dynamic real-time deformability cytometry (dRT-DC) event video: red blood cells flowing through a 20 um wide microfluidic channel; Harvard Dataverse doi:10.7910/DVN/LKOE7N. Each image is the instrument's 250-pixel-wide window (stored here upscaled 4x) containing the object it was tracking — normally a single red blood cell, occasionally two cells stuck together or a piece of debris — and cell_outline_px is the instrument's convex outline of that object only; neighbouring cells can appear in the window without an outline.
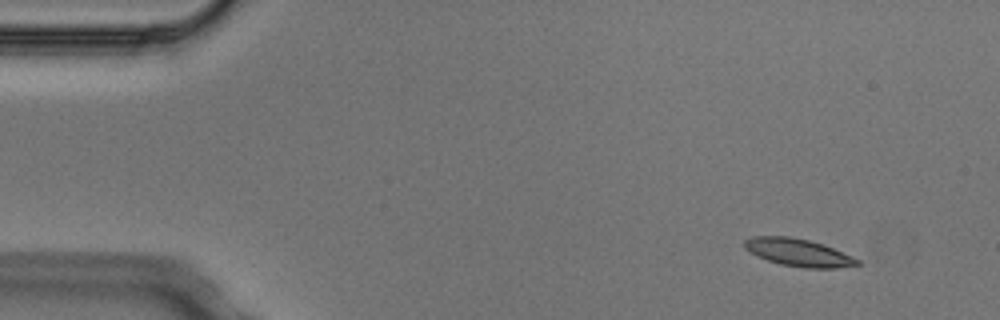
{"species": "Egyptian fruit bat (a non-hibernating species)", "species_latin": "Rousettus aegyptiacus", "temperature_condition": "cold", "stored_images_in_passage": 6, "camera_frame_rate_fps": 3000, "um_per_image_px": 0.085, "animal": {"sex": "male"}, "frame": {"image": 1, "passage_image": 1, "time_ms": 0.0, "image_size_px": [1000, 320], "cell_outline_px": [[860, 264], [836, 268], [804, 268], [780, 264], [756, 256], [744, 248], [744, 240], [752, 236], [788, 236], [808, 240], [832, 248], [852, 256], [860, 260]], "centroid_in_image_um": [67.82, 21.46], "position_along_channel_um": 17.2, "area_um2": 17.98}}
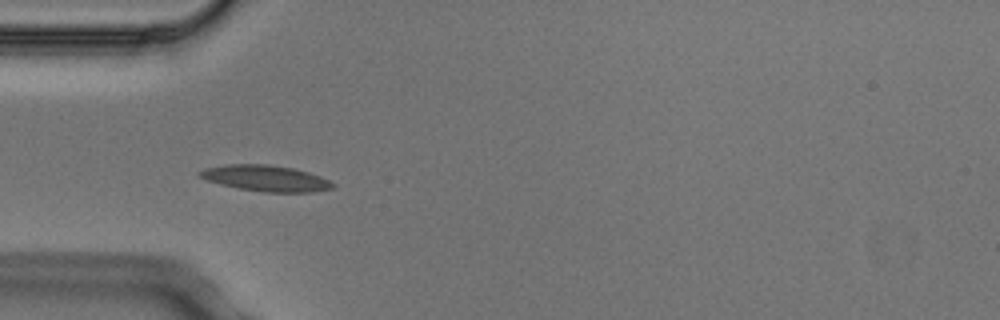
{"frame": {"image": 2, "passage_image": 4, "time_ms": 1.0, "image_size_px": [1000, 320], "cell_outline_px": [[336, 184], [332, 188], [312, 192], [264, 192], [240, 188], [220, 184], [196, 176], [196, 172], [204, 168], [228, 164], [268, 164], [292, 168], [308, 172], [320, 176]], "centroid_in_image_um": [22.55, 15.14], "position_along_channel_um": 62.4, "area_um2": 20.11}}
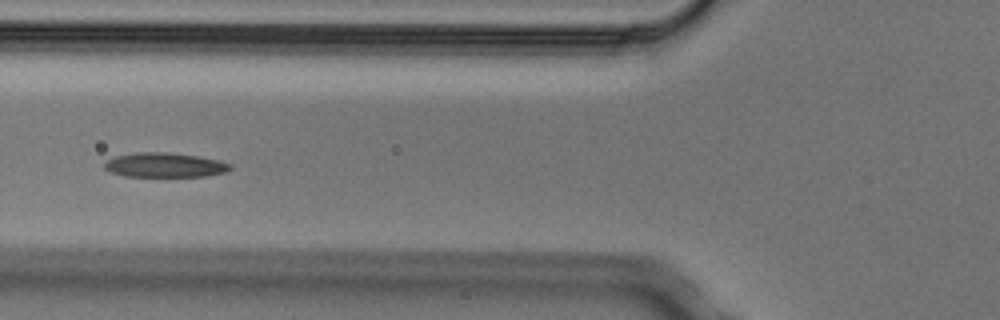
{"frame": {"image": 3, "passage_image": 5, "time_ms": 1.333, "image_size_px": [1000, 320], "cell_outline_px": [[232, 168], [224, 172], [204, 176], [124, 176], [112, 172], [104, 168], [104, 164], [108, 160], [116, 156], [136, 152], [168, 152], [196, 156], [220, 160], [232, 164]], "centroid_in_image_um": [14.01, 14.02], "position_along_channel_um": 111.8, "area_um2": 17.8}}